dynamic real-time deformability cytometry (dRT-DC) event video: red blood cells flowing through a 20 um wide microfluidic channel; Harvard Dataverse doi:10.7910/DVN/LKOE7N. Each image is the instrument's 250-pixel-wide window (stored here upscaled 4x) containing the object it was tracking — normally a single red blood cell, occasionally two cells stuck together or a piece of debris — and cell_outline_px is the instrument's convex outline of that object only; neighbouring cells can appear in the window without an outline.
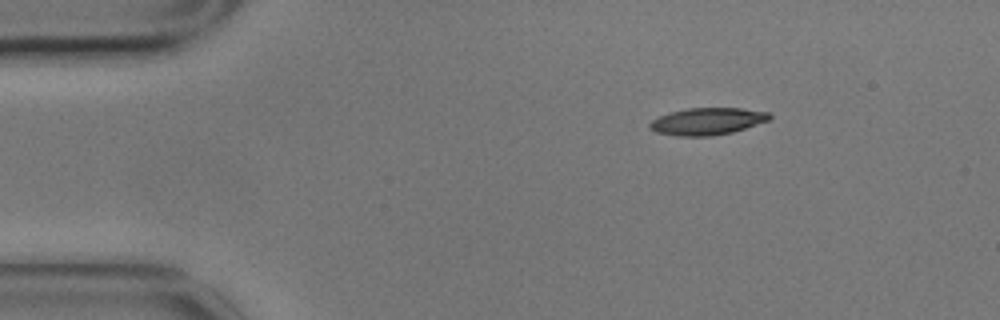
{"species": "common noctule bat (a hibernating species)", "species_latin": "Nyctalus noctula", "temperature_condition": "cold", "stored_images_in_passage": 50, "camera_frame_rate_fps": 3000, "um_per_image_px": 0.085, "animal": {"sex": "male", "body_mass_g": 17.9}, "frame": {"image": 1, "passage_image": 1, "time_ms": 0.0, "image_size_px": [1000, 320], "cell_outline_px": [[772, 116], [768, 120], [732, 132], [712, 136], [676, 136], [656, 132], [648, 128], [648, 124], [652, 120], [668, 112], [688, 108], [740, 108], [768, 112]], "centroid_in_image_um": [60.06, 10.31], "position_along_channel_um": 24.9, "area_um2": 18.84}}
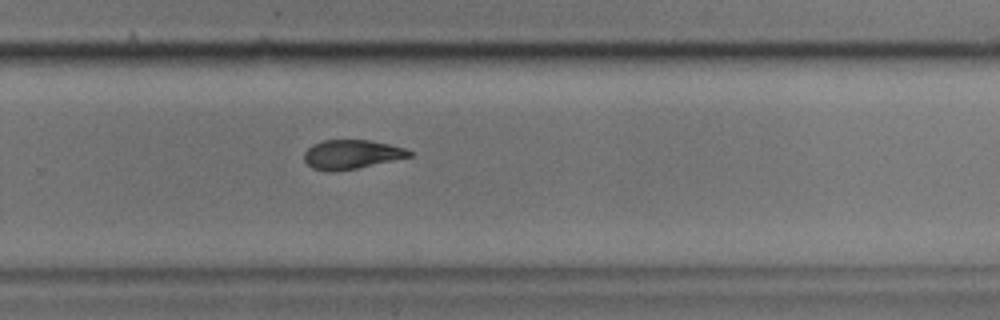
{"frame": {"image": 2, "passage_image": 30, "time_ms": 9.667, "image_size_px": [1000, 320], "cell_outline_px": [[412, 156], [356, 168], [332, 172], [312, 168], [304, 160], [304, 152], [312, 144], [324, 140], [368, 140], [388, 144], [404, 148], [412, 152]], "centroid_in_image_um": [29.84, 13.12], "position_along_channel_um": 300.0, "area_um2": 17.63}}
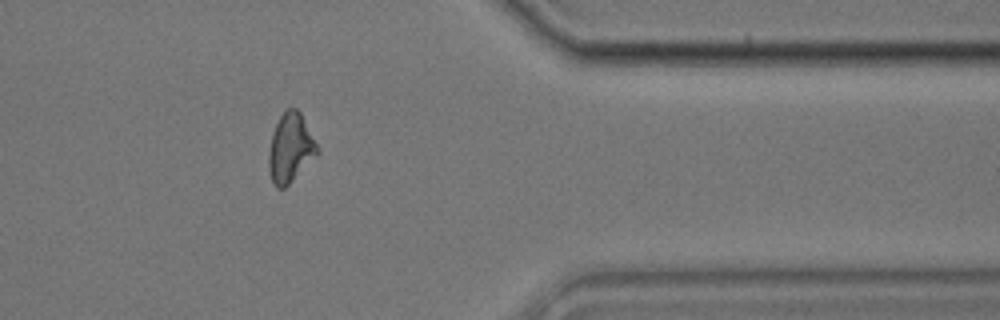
{"frame": {"image": 3, "passage_image": 39, "time_ms": 12.667, "image_size_px": [1000, 320], "cell_outline_px": [[320, 152], [284, 188], [276, 188], [272, 180], [268, 168], [268, 152], [272, 132], [284, 108], [296, 108], [300, 112], [320, 148]], "centroid_in_image_um": [24.68, 12.55], "position_along_channel_um": 386.7, "area_um2": 19.59}, "authors_computed_cell_mechanics": {"area_um2": 19.5364, "velocity_mm_per_s": 3.485, "shape_relaxation_time_tau1_ms": 3.6865, "shape_relaxation_time_tau2_ms": 6.2131, "deformation_change_tau1": 0.1395, "deformation_change_tau2": 0.1078}}